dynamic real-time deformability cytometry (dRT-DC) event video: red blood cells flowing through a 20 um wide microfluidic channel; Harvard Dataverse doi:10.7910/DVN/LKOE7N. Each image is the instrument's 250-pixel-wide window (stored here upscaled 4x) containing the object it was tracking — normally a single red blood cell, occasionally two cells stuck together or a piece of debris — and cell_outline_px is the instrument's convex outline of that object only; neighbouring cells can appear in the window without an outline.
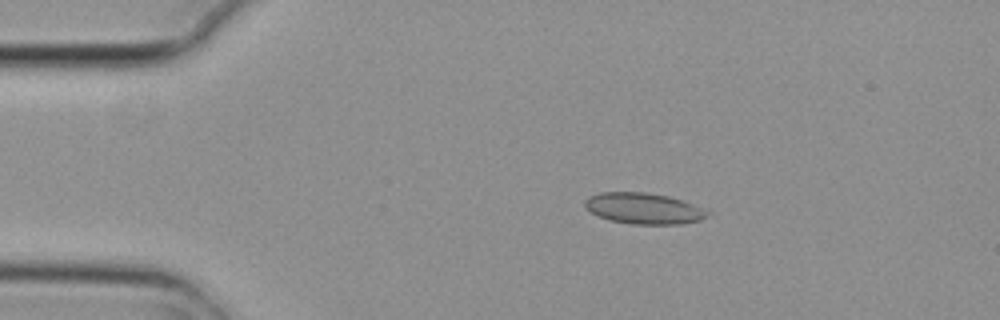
{"species": "common noctule bat (a hibernating species)", "species_latin": "Nyctalus noctula", "temperature_condition": "cold", "stored_images_in_passage": 4, "camera_frame_rate_fps": 3000, "um_per_image_px": 0.085, "animal": {"sex": "female", "body_mass_g": 29.2, "forearm_length_mm": 56.3}, "frame": {"image": 1, "passage_image": 2, "time_ms": 0.333, "image_size_px": [1000, 320], "cell_outline_px": [[712, 212], [700, 220], [680, 224], [632, 224], [608, 220], [584, 208], [584, 200], [588, 196], [600, 192], [644, 192], [668, 196], [708, 208]], "centroid_in_image_um": [54.73, 17.71], "position_along_channel_um": 30.3, "area_um2": 22.43}}